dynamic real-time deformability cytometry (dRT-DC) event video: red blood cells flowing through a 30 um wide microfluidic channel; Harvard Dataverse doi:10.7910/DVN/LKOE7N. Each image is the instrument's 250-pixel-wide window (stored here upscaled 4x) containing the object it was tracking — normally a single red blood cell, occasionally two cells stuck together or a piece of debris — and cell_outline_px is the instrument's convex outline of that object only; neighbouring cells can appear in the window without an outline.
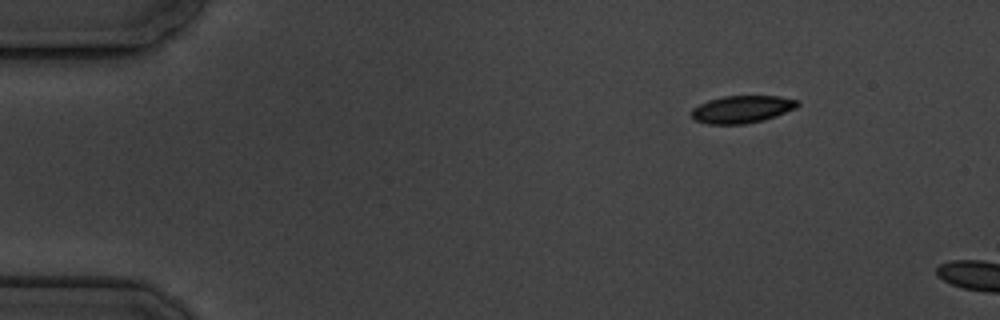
{"species": "common noctule bat (a hibernating species)", "species_latin": "Nyctalus noctula", "temperature_condition": "cold", "stored_images_in_passage": 3, "camera_frame_rate_fps": 3000, "um_per_image_px": 0.085, "animal": {"sex": "male", "body_mass_g": 19.5, "forearm_length_mm": 54.6}, "frame": {"image": 1, "passage_image": 1, "time_ms": 0.0, "image_size_px": [1000, 320], "cell_outline_px": [[800, 104], [796, 108], [764, 120], [744, 124], [708, 124], [696, 120], [692, 116], [692, 108], [708, 100], [724, 96], [780, 96], [800, 100]], "centroid_in_image_um": [63.1, 9.28], "position_along_channel_um": 21.9, "area_um2": 16.94}}